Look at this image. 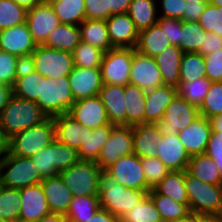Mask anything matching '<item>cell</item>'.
Masks as SVG:
<instances>
[{"mask_svg":"<svg viewBox=\"0 0 222 222\" xmlns=\"http://www.w3.org/2000/svg\"><path fill=\"white\" fill-rule=\"evenodd\" d=\"M217 49H222V36L216 33H204V41L198 53L206 56Z\"/></svg>","mask_w":222,"mask_h":222,"instance_id":"obj_57","label":"cell"},{"mask_svg":"<svg viewBox=\"0 0 222 222\" xmlns=\"http://www.w3.org/2000/svg\"><path fill=\"white\" fill-rule=\"evenodd\" d=\"M130 84L137 85L144 91L164 85L155 59L137 52L135 48H133Z\"/></svg>","mask_w":222,"mask_h":222,"instance_id":"obj_15","label":"cell"},{"mask_svg":"<svg viewBox=\"0 0 222 222\" xmlns=\"http://www.w3.org/2000/svg\"><path fill=\"white\" fill-rule=\"evenodd\" d=\"M212 131L222 132V114L209 118Z\"/></svg>","mask_w":222,"mask_h":222,"instance_id":"obj_66","label":"cell"},{"mask_svg":"<svg viewBox=\"0 0 222 222\" xmlns=\"http://www.w3.org/2000/svg\"><path fill=\"white\" fill-rule=\"evenodd\" d=\"M13 95L12 87L0 83V113Z\"/></svg>","mask_w":222,"mask_h":222,"instance_id":"obj_63","label":"cell"},{"mask_svg":"<svg viewBox=\"0 0 222 222\" xmlns=\"http://www.w3.org/2000/svg\"><path fill=\"white\" fill-rule=\"evenodd\" d=\"M37 44L26 23L0 31V50L17 57L34 52Z\"/></svg>","mask_w":222,"mask_h":222,"instance_id":"obj_21","label":"cell"},{"mask_svg":"<svg viewBox=\"0 0 222 222\" xmlns=\"http://www.w3.org/2000/svg\"><path fill=\"white\" fill-rule=\"evenodd\" d=\"M132 0H111V15L126 14Z\"/></svg>","mask_w":222,"mask_h":222,"instance_id":"obj_62","label":"cell"},{"mask_svg":"<svg viewBox=\"0 0 222 222\" xmlns=\"http://www.w3.org/2000/svg\"><path fill=\"white\" fill-rule=\"evenodd\" d=\"M133 48H113L104 53L100 65L103 84H130Z\"/></svg>","mask_w":222,"mask_h":222,"instance_id":"obj_9","label":"cell"},{"mask_svg":"<svg viewBox=\"0 0 222 222\" xmlns=\"http://www.w3.org/2000/svg\"><path fill=\"white\" fill-rule=\"evenodd\" d=\"M165 32L156 23L149 28L139 31L135 50L149 57H156L164 49L170 47Z\"/></svg>","mask_w":222,"mask_h":222,"instance_id":"obj_29","label":"cell"},{"mask_svg":"<svg viewBox=\"0 0 222 222\" xmlns=\"http://www.w3.org/2000/svg\"><path fill=\"white\" fill-rule=\"evenodd\" d=\"M163 134L155 123H142L133 126V153L140 158L157 157L155 148Z\"/></svg>","mask_w":222,"mask_h":222,"instance_id":"obj_27","label":"cell"},{"mask_svg":"<svg viewBox=\"0 0 222 222\" xmlns=\"http://www.w3.org/2000/svg\"><path fill=\"white\" fill-rule=\"evenodd\" d=\"M31 159L40 175L46 178L58 175L60 171L68 169L79 160V157L77 150L55 139L34 154Z\"/></svg>","mask_w":222,"mask_h":222,"instance_id":"obj_8","label":"cell"},{"mask_svg":"<svg viewBox=\"0 0 222 222\" xmlns=\"http://www.w3.org/2000/svg\"><path fill=\"white\" fill-rule=\"evenodd\" d=\"M187 171L205 183L222 185V176L216 163L205 153L191 156Z\"/></svg>","mask_w":222,"mask_h":222,"instance_id":"obj_34","label":"cell"},{"mask_svg":"<svg viewBox=\"0 0 222 222\" xmlns=\"http://www.w3.org/2000/svg\"><path fill=\"white\" fill-rule=\"evenodd\" d=\"M87 222H120L119 219L111 214L109 211L99 208L92 218H89Z\"/></svg>","mask_w":222,"mask_h":222,"instance_id":"obj_60","label":"cell"},{"mask_svg":"<svg viewBox=\"0 0 222 222\" xmlns=\"http://www.w3.org/2000/svg\"><path fill=\"white\" fill-rule=\"evenodd\" d=\"M20 195L19 220L37 222L51 213L41 183L20 189Z\"/></svg>","mask_w":222,"mask_h":222,"instance_id":"obj_19","label":"cell"},{"mask_svg":"<svg viewBox=\"0 0 222 222\" xmlns=\"http://www.w3.org/2000/svg\"><path fill=\"white\" fill-rule=\"evenodd\" d=\"M204 56L199 53H183L180 64V81L189 82L206 77Z\"/></svg>","mask_w":222,"mask_h":222,"instance_id":"obj_45","label":"cell"},{"mask_svg":"<svg viewBox=\"0 0 222 222\" xmlns=\"http://www.w3.org/2000/svg\"><path fill=\"white\" fill-rule=\"evenodd\" d=\"M186 3L185 0H161V4H159L161 8L158 10L161 9L162 13L160 14V11H158V17L182 20Z\"/></svg>","mask_w":222,"mask_h":222,"instance_id":"obj_56","label":"cell"},{"mask_svg":"<svg viewBox=\"0 0 222 222\" xmlns=\"http://www.w3.org/2000/svg\"><path fill=\"white\" fill-rule=\"evenodd\" d=\"M182 55L183 51L178 46L171 45L154 57L164 85L179 86Z\"/></svg>","mask_w":222,"mask_h":222,"instance_id":"obj_28","label":"cell"},{"mask_svg":"<svg viewBox=\"0 0 222 222\" xmlns=\"http://www.w3.org/2000/svg\"><path fill=\"white\" fill-rule=\"evenodd\" d=\"M100 208L99 196H74L65 215L67 222H87Z\"/></svg>","mask_w":222,"mask_h":222,"instance_id":"obj_39","label":"cell"},{"mask_svg":"<svg viewBox=\"0 0 222 222\" xmlns=\"http://www.w3.org/2000/svg\"><path fill=\"white\" fill-rule=\"evenodd\" d=\"M98 96L104 105L110 124L126 125L124 86L103 84Z\"/></svg>","mask_w":222,"mask_h":222,"instance_id":"obj_24","label":"cell"},{"mask_svg":"<svg viewBox=\"0 0 222 222\" xmlns=\"http://www.w3.org/2000/svg\"><path fill=\"white\" fill-rule=\"evenodd\" d=\"M104 171L126 188L147 190L141 158L134 153L119 157Z\"/></svg>","mask_w":222,"mask_h":222,"instance_id":"obj_12","label":"cell"},{"mask_svg":"<svg viewBox=\"0 0 222 222\" xmlns=\"http://www.w3.org/2000/svg\"><path fill=\"white\" fill-rule=\"evenodd\" d=\"M20 205V189L0 185V219L7 222L19 220Z\"/></svg>","mask_w":222,"mask_h":222,"instance_id":"obj_42","label":"cell"},{"mask_svg":"<svg viewBox=\"0 0 222 222\" xmlns=\"http://www.w3.org/2000/svg\"><path fill=\"white\" fill-rule=\"evenodd\" d=\"M209 119L198 116L188 127L178 132V137L190 156L205 153L211 135Z\"/></svg>","mask_w":222,"mask_h":222,"instance_id":"obj_22","label":"cell"},{"mask_svg":"<svg viewBox=\"0 0 222 222\" xmlns=\"http://www.w3.org/2000/svg\"><path fill=\"white\" fill-rule=\"evenodd\" d=\"M81 41L103 52L113 49L105 20L85 19L80 25Z\"/></svg>","mask_w":222,"mask_h":222,"instance_id":"obj_30","label":"cell"},{"mask_svg":"<svg viewBox=\"0 0 222 222\" xmlns=\"http://www.w3.org/2000/svg\"><path fill=\"white\" fill-rule=\"evenodd\" d=\"M157 157L171 171H185L191 156L181 143L178 134L163 135L154 149Z\"/></svg>","mask_w":222,"mask_h":222,"instance_id":"obj_18","label":"cell"},{"mask_svg":"<svg viewBox=\"0 0 222 222\" xmlns=\"http://www.w3.org/2000/svg\"><path fill=\"white\" fill-rule=\"evenodd\" d=\"M207 2H187L182 21H198Z\"/></svg>","mask_w":222,"mask_h":222,"instance_id":"obj_59","label":"cell"},{"mask_svg":"<svg viewBox=\"0 0 222 222\" xmlns=\"http://www.w3.org/2000/svg\"><path fill=\"white\" fill-rule=\"evenodd\" d=\"M37 222H67V218L65 215L62 214L50 213L46 216H43Z\"/></svg>","mask_w":222,"mask_h":222,"instance_id":"obj_65","label":"cell"},{"mask_svg":"<svg viewBox=\"0 0 222 222\" xmlns=\"http://www.w3.org/2000/svg\"><path fill=\"white\" fill-rule=\"evenodd\" d=\"M41 3L42 2H47V3H49L50 1H52V0H39Z\"/></svg>","mask_w":222,"mask_h":222,"instance_id":"obj_71","label":"cell"},{"mask_svg":"<svg viewBox=\"0 0 222 222\" xmlns=\"http://www.w3.org/2000/svg\"><path fill=\"white\" fill-rule=\"evenodd\" d=\"M146 91L137 85L124 86V102L126 106V125L134 126L144 123Z\"/></svg>","mask_w":222,"mask_h":222,"instance_id":"obj_32","label":"cell"},{"mask_svg":"<svg viewBox=\"0 0 222 222\" xmlns=\"http://www.w3.org/2000/svg\"><path fill=\"white\" fill-rule=\"evenodd\" d=\"M56 140L78 150L86 138V130L68 113L53 117Z\"/></svg>","mask_w":222,"mask_h":222,"instance_id":"obj_26","label":"cell"},{"mask_svg":"<svg viewBox=\"0 0 222 222\" xmlns=\"http://www.w3.org/2000/svg\"><path fill=\"white\" fill-rule=\"evenodd\" d=\"M103 170L96 162L78 160L59 172L64 184L74 196L98 195L99 176Z\"/></svg>","mask_w":222,"mask_h":222,"instance_id":"obj_7","label":"cell"},{"mask_svg":"<svg viewBox=\"0 0 222 222\" xmlns=\"http://www.w3.org/2000/svg\"><path fill=\"white\" fill-rule=\"evenodd\" d=\"M184 184L193 214H222V185L205 183L185 170Z\"/></svg>","mask_w":222,"mask_h":222,"instance_id":"obj_4","label":"cell"},{"mask_svg":"<svg viewBox=\"0 0 222 222\" xmlns=\"http://www.w3.org/2000/svg\"><path fill=\"white\" fill-rule=\"evenodd\" d=\"M81 41L79 25L60 23L43 44L46 47L72 53Z\"/></svg>","mask_w":222,"mask_h":222,"instance_id":"obj_33","label":"cell"},{"mask_svg":"<svg viewBox=\"0 0 222 222\" xmlns=\"http://www.w3.org/2000/svg\"><path fill=\"white\" fill-rule=\"evenodd\" d=\"M206 77L211 82H222V49L204 56Z\"/></svg>","mask_w":222,"mask_h":222,"instance_id":"obj_53","label":"cell"},{"mask_svg":"<svg viewBox=\"0 0 222 222\" xmlns=\"http://www.w3.org/2000/svg\"><path fill=\"white\" fill-rule=\"evenodd\" d=\"M204 33L198 21L181 20L180 49L183 53H198L204 41Z\"/></svg>","mask_w":222,"mask_h":222,"instance_id":"obj_40","label":"cell"},{"mask_svg":"<svg viewBox=\"0 0 222 222\" xmlns=\"http://www.w3.org/2000/svg\"><path fill=\"white\" fill-rule=\"evenodd\" d=\"M42 77L39 72L35 71L23 78H15L12 87L13 95L21 99L35 101L40 95Z\"/></svg>","mask_w":222,"mask_h":222,"instance_id":"obj_46","label":"cell"},{"mask_svg":"<svg viewBox=\"0 0 222 222\" xmlns=\"http://www.w3.org/2000/svg\"><path fill=\"white\" fill-rule=\"evenodd\" d=\"M156 2V0H132L130 2L127 14L139 31L157 23L159 5Z\"/></svg>","mask_w":222,"mask_h":222,"instance_id":"obj_35","label":"cell"},{"mask_svg":"<svg viewBox=\"0 0 222 222\" xmlns=\"http://www.w3.org/2000/svg\"><path fill=\"white\" fill-rule=\"evenodd\" d=\"M49 3L60 23L80 25L86 19L84 0H52Z\"/></svg>","mask_w":222,"mask_h":222,"instance_id":"obj_38","label":"cell"},{"mask_svg":"<svg viewBox=\"0 0 222 222\" xmlns=\"http://www.w3.org/2000/svg\"><path fill=\"white\" fill-rule=\"evenodd\" d=\"M10 138L0 127V162L9 154Z\"/></svg>","mask_w":222,"mask_h":222,"instance_id":"obj_64","label":"cell"},{"mask_svg":"<svg viewBox=\"0 0 222 222\" xmlns=\"http://www.w3.org/2000/svg\"><path fill=\"white\" fill-rule=\"evenodd\" d=\"M157 24L165 32L169 43L180 48L181 20L159 17Z\"/></svg>","mask_w":222,"mask_h":222,"instance_id":"obj_54","label":"cell"},{"mask_svg":"<svg viewBox=\"0 0 222 222\" xmlns=\"http://www.w3.org/2000/svg\"><path fill=\"white\" fill-rule=\"evenodd\" d=\"M55 139L53 117H48L41 124L13 135L9 141V154L31 158Z\"/></svg>","mask_w":222,"mask_h":222,"instance_id":"obj_5","label":"cell"},{"mask_svg":"<svg viewBox=\"0 0 222 222\" xmlns=\"http://www.w3.org/2000/svg\"><path fill=\"white\" fill-rule=\"evenodd\" d=\"M148 196L160 213L163 222L183 220L191 215L185 204L176 202L166 195L157 194L153 189L148 192Z\"/></svg>","mask_w":222,"mask_h":222,"instance_id":"obj_37","label":"cell"},{"mask_svg":"<svg viewBox=\"0 0 222 222\" xmlns=\"http://www.w3.org/2000/svg\"><path fill=\"white\" fill-rule=\"evenodd\" d=\"M86 19L107 20L111 16V0H84Z\"/></svg>","mask_w":222,"mask_h":222,"instance_id":"obj_52","label":"cell"},{"mask_svg":"<svg viewBox=\"0 0 222 222\" xmlns=\"http://www.w3.org/2000/svg\"><path fill=\"white\" fill-rule=\"evenodd\" d=\"M177 95V88L162 85L146 91L144 123H156L164 116L168 104Z\"/></svg>","mask_w":222,"mask_h":222,"instance_id":"obj_25","label":"cell"},{"mask_svg":"<svg viewBox=\"0 0 222 222\" xmlns=\"http://www.w3.org/2000/svg\"><path fill=\"white\" fill-rule=\"evenodd\" d=\"M68 80L74 101L99 95L103 85L100 68L74 66Z\"/></svg>","mask_w":222,"mask_h":222,"instance_id":"obj_17","label":"cell"},{"mask_svg":"<svg viewBox=\"0 0 222 222\" xmlns=\"http://www.w3.org/2000/svg\"><path fill=\"white\" fill-rule=\"evenodd\" d=\"M18 57L0 50V83L13 87Z\"/></svg>","mask_w":222,"mask_h":222,"instance_id":"obj_51","label":"cell"},{"mask_svg":"<svg viewBox=\"0 0 222 222\" xmlns=\"http://www.w3.org/2000/svg\"><path fill=\"white\" fill-rule=\"evenodd\" d=\"M207 3L222 8V0H207Z\"/></svg>","mask_w":222,"mask_h":222,"instance_id":"obj_68","label":"cell"},{"mask_svg":"<svg viewBox=\"0 0 222 222\" xmlns=\"http://www.w3.org/2000/svg\"><path fill=\"white\" fill-rule=\"evenodd\" d=\"M42 180L30 157L8 154L0 162V185L3 187L22 189L40 184Z\"/></svg>","mask_w":222,"mask_h":222,"instance_id":"obj_6","label":"cell"},{"mask_svg":"<svg viewBox=\"0 0 222 222\" xmlns=\"http://www.w3.org/2000/svg\"><path fill=\"white\" fill-rule=\"evenodd\" d=\"M36 71L32 54L19 56L16 63V78H23Z\"/></svg>","mask_w":222,"mask_h":222,"instance_id":"obj_58","label":"cell"},{"mask_svg":"<svg viewBox=\"0 0 222 222\" xmlns=\"http://www.w3.org/2000/svg\"><path fill=\"white\" fill-rule=\"evenodd\" d=\"M131 153H133V126H113L96 163L102 170H105L119 157Z\"/></svg>","mask_w":222,"mask_h":222,"instance_id":"obj_13","label":"cell"},{"mask_svg":"<svg viewBox=\"0 0 222 222\" xmlns=\"http://www.w3.org/2000/svg\"><path fill=\"white\" fill-rule=\"evenodd\" d=\"M36 71L47 78L68 76L73 70L72 53L37 45L32 53Z\"/></svg>","mask_w":222,"mask_h":222,"instance_id":"obj_10","label":"cell"},{"mask_svg":"<svg viewBox=\"0 0 222 222\" xmlns=\"http://www.w3.org/2000/svg\"><path fill=\"white\" fill-rule=\"evenodd\" d=\"M185 171H170L153 190L157 194L166 195L176 202L185 204L189 208V198L184 184Z\"/></svg>","mask_w":222,"mask_h":222,"instance_id":"obj_36","label":"cell"},{"mask_svg":"<svg viewBox=\"0 0 222 222\" xmlns=\"http://www.w3.org/2000/svg\"><path fill=\"white\" fill-rule=\"evenodd\" d=\"M68 114L89 129L110 124L104 105L98 95L75 101Z\"/></svg>","mask_w":222,"mask_h":222,"instance_id":"obj_16","label":"cell"},{"mask_svg":"<svg viewBox=\"0 0 222 222\" xmlns=\"http://www.w3.org/2000/svg\"><path fill=\"white\" fill-rule=\"evenodd\" d=\"M141 165L146 176L148 191L153 189L171 171L158 157L141 158Z\"/></svg>","mask_w":222,"mask_h":222,"instance_id":"obj_49","label":"cell"},{"mask_svg":"<svg viewBox=\"0 0 222 222\" xmlns=\"http://www.w3.org/2000/svg\"><path fill=\"white\" fill-rule=\"evenodd\" d=\"M165 222H189V217L185 218L183 220H177V221H165Z\"/></svg>","mask_w":222,"mask_h":222,"instance_id":"obj_69","label":"cell"},{"mask_svg":"<svg viewBox=\"0 0 222 222\" xmlns=\"http://www.w3.org/2000/svg\"><path fill=\"white\" fill-rule=\"evenodd\" d=\"M120 222H163L151 198L147 195L133 209L120 219Z\"/></svg>","mask_w":222,"mask_h":222,"instance_id":"obj_43","label":"cell"},{"mask_svg":"<svg viewBox=\"0 0 222 222\" xmlns=\"http://www.w3.org/2000/svg\"><path fill=\"white\" fill-rule=\"evenodd\" d=\"M41 186L51 213L66 215L73 195L61 176L58 174L43 178Z\"/></svg>","mask_w":222,"mask_h":222,"instance_id":"obj_23","label":"cell"},{"mask_svg":"<svg viewBox=\"0 0 222 222\" xmlns=\"http://www.w3.org/2000/svg\"><path fill=\"white\" fill-rule=\"evenodd\" d=\"M148 190L126 188L104 170L99 176L98 196L100 208L109 211L120 219L133 209L147 195Z\"/></svg>","mask_w":222,"mask_h":222,"instance_id":"obj_1","label":"cell"},{"mask_svg":"<svg viewBox=\"0 0 222 222\" xmlns=\"http://www.w3.org/2000/svg\"><path fill=\"white\" fill-rule=\"evenodd\" d=\"M210 85L211 81L207 77L197 78L189 82H179L177 94L199 109Z\"/></svg>","mask_w":222,"mask_h":222,"instance_id":"obj_41","label":"cell"},{"mask_svg":"<svg viewBox=\"0 0 222 222\" xmlns=\"http://www.w3.org/2000/svg\"><path fill=\"white\" fill-rule=\"evenodd\" d=\"M114 125L108 124L96 129H87L86 138L77 150L79 160L97 162L101 148L107 142Z\"/></svg>","mask_w":222,"mask_h":222,"instance_id":"obj_31","label":"cell"},{"mask_svg":"<svg viewBox=\"0 0 222 222\" xmlns=\"http://www.w3.org/2000/svg\"><path fill=\"white\" fill-rule=\"evenodd\" d=\"M198 23L205 32L222 36V8L207 3Z\"/></svg>","mask_w":222,"mask_h":222,"instance_id":"obj_50","label":"cell"},{"mask_svg":"<svg viewBox=\"0 0 222 222\" xmlns=\"http://www.w3.org/2000/svg\"><path fill=\"white\" fill-rule=\"evenodd\" d=\"M189 222H222V214H193L189 216Z\"/></svg>","mask_w":222,"mask_h":222,"instance_id":"obj_61","label":"cell"},{"mask_svg":"<svg viewBox=\"0 0 222 222\" xmlns=\"http://www.w3.org/2000/svg\"><path fill=\"white\" fill-rule=\"evenodd\" d=\"M47 118L34 101L12 95L0 113V127L11 138L24 129L41 124Z\"/></svg>","mask_w":222,"mask_h":222,"instance_id":"obj_2","label":"cell"},{"mask_svg":"<svg viewBox=\"0 0 222 222\" xmlns=\"http://www.w3.org/2000/svg\"><path fill=\"white\" fill-rule=\"evenodd\" d=\"M205 154L214 160L222 176V132L211 131Z\"/></svg>","mask_w":222,"mask_h":222,"instance_id":"obj_55","label":"cell"},{"mask_svg":"<svg viewBox=\"0 0 222 222\" xmlns=\"http://www.w3.org/2000/svg\"><path fill=\"white\" fill-rule=\"evenodd\" d=\"M104 53L100 49L80 41L72 52L74 66L100 68Z\"/></svg>","mask_w":222,"mask_h":222,"instance_id":"obj_44","label":"cell"},{"mask_svg":"<svg viewBox=\"0 0 222 222\" xmlns=\"http://www.w3.org/2000/svg\"><path fill=\"white\" fill-rule=\"evenodd\" d=\"M198 116L199 109L177 94L166 107L163 118L155 124L163 135H175L188 127Z\"/></svg>","mask_w":222,"mask_h":222,"instance_id":"obj_11","label":"cell"},{"mask_svg":"<svg viewBox=\"0 0 222 222\" xmlns=\"http://www.w3.org/2000/svg\"><path fill=\"white\" fill-rule=\"evenodd\" d=\"M113 48H135L139 30L126 14H112L105 20Z\"/></svg>","mask_w":222,"mask_h":222,"instance_id":"obj_20","label":"cell"},{"mask_svg":"<svg viewBox=\"0 0 222 222\" xmlns=\"http://www.w3.org/2000/svg\"><path fill=\"white\" fill-rule=\"evenodd\" d=\"M186 2H191V1H193V2H207V0H185Z\"/></svg>","mask_w":222,"mask_h":222,"instance_id":"obj_70","label":"cell"},{"mask_svg":"<svg viewBox=\"0 0 222 222\" xmlns=\"http://www.w3.org/2000/svg\"><path fill=\"white\" fill-rule=\"evenodd\" d=\"M27 11L13 0H0V31L24 24Z\"/></svg>","mask_w":222,"mask_h":222,"instance_id":"obj_47","label":"cell"},{"mask_svg":"<svg viewBox=\"0 0 222 222\" xmlns=\"http://www.w3.org/2000/svg\"><path fill=\"white\" fill-rule=\"evenodd\" d=\"M199 114L207 119L222 114V82H211Z\"/></svg>","mask_w":222,"mask_h":222,"instance_id":"obj_48","label":"cell"},{"mask_svg":"<svg viewBox=\"0 0 222 222\" xmlns=\"http://www.w3.org/2000/svg\"><path fill=\"white\" fill-rule=\"evenodd\" d=\"M34 102L48 117L68 113L75 102L68 76L56 79L43 76L40 95Z\"/></svg>","mask_w":222,"mask_h":222,"instance_id":"obj_3","label":"cell"},{"mask_svg":"<svg viewBox=\"0 0 222 222\" xmlns=\"http://www.w3.org/2000/svg\"><path fill=\"white\" fill-rule=\"evenodd\" d=\"M25 23L34 42L43 45L60 21L50 3L42 2L27 10Z\"/></svg>","mask_w":222,"mask_h":222,"instance_id":"obj_14","label":"cell"},{"mask_svg":"<svg viewBox=\"0 0 222 222\" xmlns=\"http://www.w3.org/2000/svg\"><path fill=\"white\" fill-rule=\"evenodd\" d=\"M19 6L23 7L26 11L32 9L35 5L40 4L39 0H13Z\"/></svg>","mask_w":222,"mask_h":222,"instance_id":"obj_67","label":"cell"}]
</instances>
